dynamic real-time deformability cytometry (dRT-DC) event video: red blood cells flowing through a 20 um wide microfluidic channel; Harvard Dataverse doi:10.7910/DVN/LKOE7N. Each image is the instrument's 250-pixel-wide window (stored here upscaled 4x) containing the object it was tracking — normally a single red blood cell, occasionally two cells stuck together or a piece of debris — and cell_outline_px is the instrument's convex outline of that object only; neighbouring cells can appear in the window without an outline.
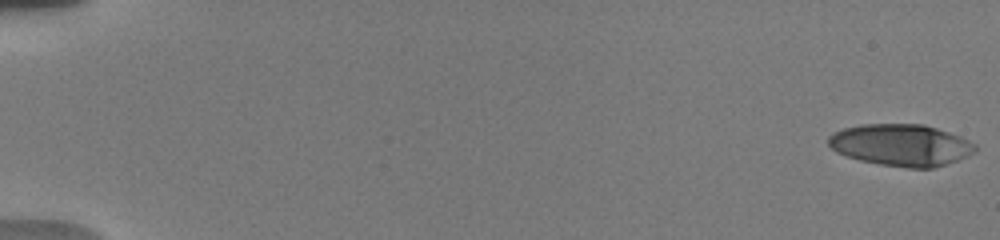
{"species": "human", "species_latin": "Homo sapiens", "temperature_condition": "warm", "stored_images_in_passage": 12, "camera_frame_rate_fps": 3000, "um_per_image_px": 0.085, "donor": {"sex": "male"}, "frame": {"image": 1, "passage_image": 1, "time_ms": 0.0, "image_size_px": [1000, 240], "cell_outline_px": [[976, 152], [968, 156], [936, 168], [908, 168], [880, 164], [860, 160], [836, 152], [828, 144], [828, 136], [844, 128], [860, 124], [924, 124], [960, 136], [976, 144]], "centroid_in_image_um": [76.61, 12.33], "position_along_channel_um": 8.4, "area_um2": 35.78}}
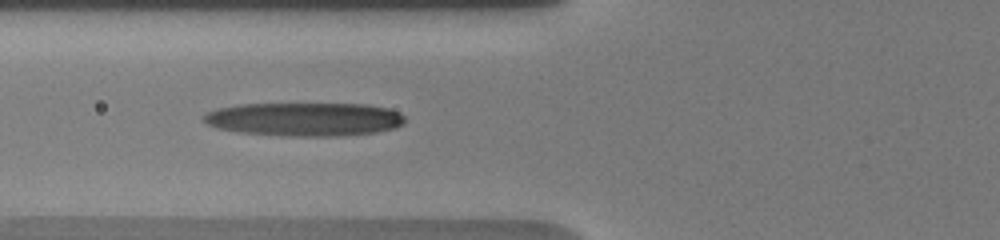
{"frame": {"image": 2, "passage_image": 9, "time_ms": 7.333, "image_size_px": [1000, 240], "cell_outline_px": [[404, 124], [392, 128], [376, 132], [336, 136], [288, 136], [240, 132], [216, 128], [208, 124], [204, 120], [204, 116], [208, 112], [216, 108], [236, 104], [368, 104], [388, 108], [400, 112], [404, 116]], "centroid_in_image_um": [25.89, 10.13], "position_along_channel_um": 99.9, "area_um2": 39.36}}
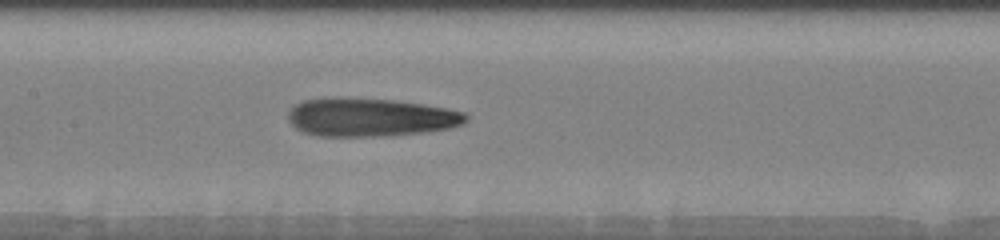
{"frame": {"image": 3, "passage_image": 12, "time_ms": 9.333, "image_size_px": [1000, 240], "cell_outline_px": [[468, 120], [460, 124], [448, 128], [420, 132], [380, 136], [320, 136], [304, 132], [296, 128], [288, 120], [288, 112], [292, 104], [300, 100], [328, 96], [348, 96], [396, 100], [424, 104], [448, 108], [464, 112], [468, 116]], "centroid_in_image_um": [31.4, 9.92], "position_along_channel_um": 176.0, "area_um2": 40.4}}